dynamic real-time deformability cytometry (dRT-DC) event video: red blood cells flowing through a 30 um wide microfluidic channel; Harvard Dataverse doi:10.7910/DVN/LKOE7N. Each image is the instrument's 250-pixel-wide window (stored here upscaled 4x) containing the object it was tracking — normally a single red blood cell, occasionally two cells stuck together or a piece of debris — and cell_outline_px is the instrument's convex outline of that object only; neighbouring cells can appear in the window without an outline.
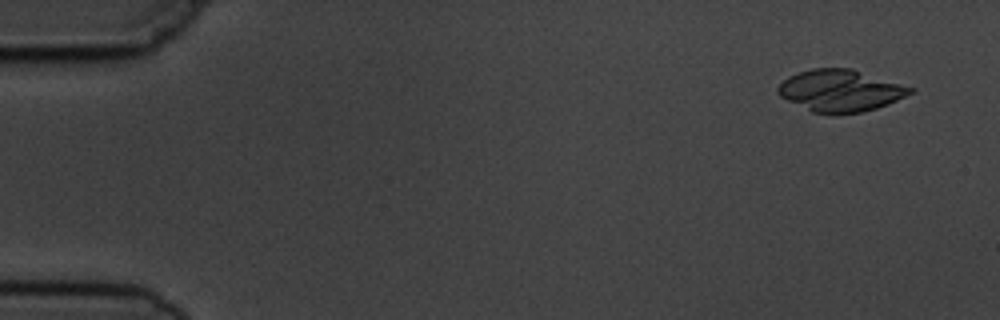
{"species": "common noctule bat (a hibernating species)", "species_latin": "Nyctalus noctula", "temperature_condition": "cold", "stored_images_in_passage": 5, "camera_frame_rate_fps": 3000, "um_per_image_px": 0.085, "animal": {"sex": "male", "body_mass_g": 19.5, "forearm_length_mm": 54.6}, "frame": {"image": 1, "passage_image": 1, "time_ms": 0.0, "image_size_px": [1000, 320], "cell_outline_px": [[916, 88], [912, 92], [888, 104], [876, 108], [860, 112], [812, 112], [780, 96], [776, 92], [776, 88], [788, 76], [812, 68], [852, 68]], "centroid_in_image_um": [71.44, 7.67], "position_along_channel_um": 13.6, "area_um2": 31.79}}